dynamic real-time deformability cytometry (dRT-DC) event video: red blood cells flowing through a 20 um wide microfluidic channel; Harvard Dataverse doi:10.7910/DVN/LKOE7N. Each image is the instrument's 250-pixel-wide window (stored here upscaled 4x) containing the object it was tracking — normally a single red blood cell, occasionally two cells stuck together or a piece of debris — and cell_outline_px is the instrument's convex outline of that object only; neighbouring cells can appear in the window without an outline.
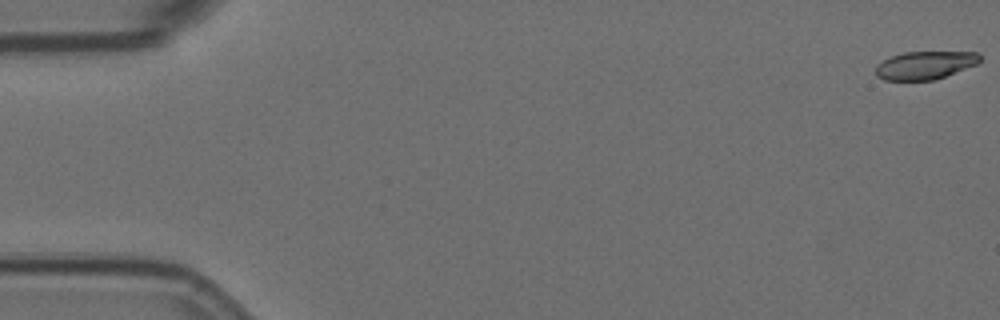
{"species": "Egyptian fruit bat (a non-hibernating species)", "species_latin": "Rousettus aegyptiacus", "temperature_condition": "room temperature", "stored_images_in_passage": 5, "camera_frame_rate_fps": 3000, "um_per_image_px": 0.085, "animal": {"sex": "female"}, "frame": {"image": 1, "passage_image": 1, "time_ms": 0.0, "image_size_px": [1000, 320], "cell_outline_px": [[980, 60], [976, 64], [944, 76], [932, 80], [884, 80], [876, 76], [876, 64], [892, 56], [904, 52], [980, 52]], "centroid_in_image_um": [78.6, 5.54], "position_along_channel_um": 6.4, "area_um2": 16.82}}